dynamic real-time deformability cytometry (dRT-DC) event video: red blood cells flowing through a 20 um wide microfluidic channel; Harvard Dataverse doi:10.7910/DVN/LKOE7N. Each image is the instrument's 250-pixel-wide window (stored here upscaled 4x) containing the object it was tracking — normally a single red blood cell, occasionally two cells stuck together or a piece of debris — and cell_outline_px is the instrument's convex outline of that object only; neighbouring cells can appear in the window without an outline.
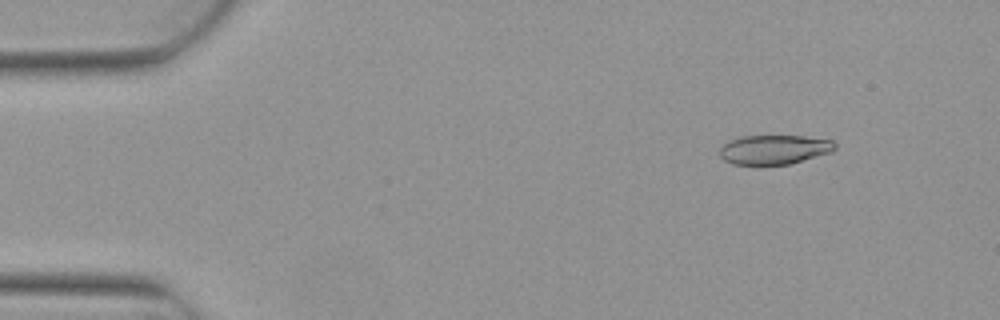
{"species": "Egyptian fruit bat (a non-hibernating species)", "species_latin": "Rousettus aegyptiacus", "temperature_condition": "warm", "stored_images_in_passage": 6, "camera_frame_rate_fps": 3000, "um_per_image_px": 0.085, "animal": {"sex": "female"}, "frame": {"image": 1, "passage_image": 1, "time_ms": 0.0, "image_size_px": [1000, 320], "cell_outline_px": [[836, 148], [832, 152], [788, 164], [760, 168], [732, 164], [724, 160], [720, 156], [720, 148], [728, 140], [740, 136], [804, 136], [832, 140], [836, 144]], "centroid_in_image_um": [65.75, 12.75], "position_along_channel_um": 19.2, "area_um2": 20.46}}
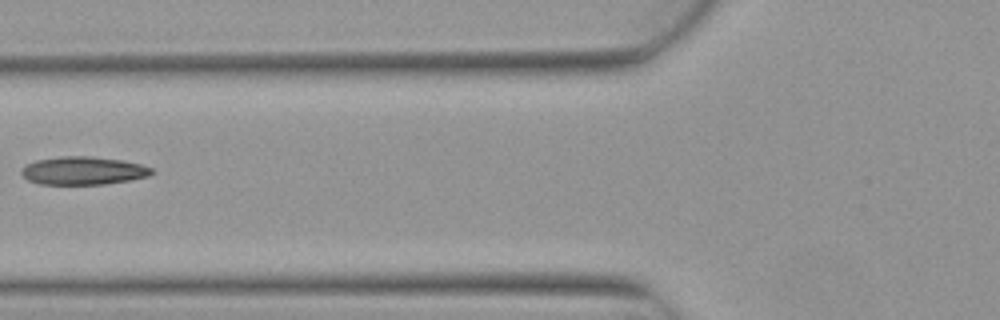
{"frame": {"image": 2, "passage_image": 5, "time_ms": 1.333, "image_size_px": [1000, 320], "cell_outline_px": [[156, 172], [148, 176], [132, 180], [104, 184], [40, 184], [28, 180], [20, 172], [20, 168], [24, 164], [36, 160], [60, 156], [92, 156], [124, 160], [140, 164], [152, 168]], "centroid_in_image_um": [7.07, 14.5], "position_along_channel_um": 118.7, "area_um2": 21.62}}
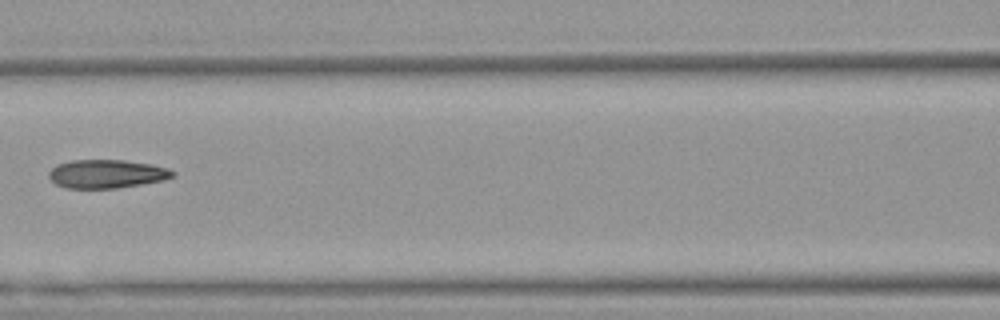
{"frame": {"image": 3, "passage_image": 6, "time_ms": 1.667, "image_size_px": [1000, 320], "cell_outline_px": [[176, 176], [164, 180], [116, 188], [64, 188], [56, 184], [48, 176], [48, 172], [56, 164], [72, 160], [124, 160], [152, 164], [168, 168], [176, 172]], "centroid_in_image_um": [9.08, 14.77], "position_along_channel_um": 157.5, "area_um2": 20.69}}